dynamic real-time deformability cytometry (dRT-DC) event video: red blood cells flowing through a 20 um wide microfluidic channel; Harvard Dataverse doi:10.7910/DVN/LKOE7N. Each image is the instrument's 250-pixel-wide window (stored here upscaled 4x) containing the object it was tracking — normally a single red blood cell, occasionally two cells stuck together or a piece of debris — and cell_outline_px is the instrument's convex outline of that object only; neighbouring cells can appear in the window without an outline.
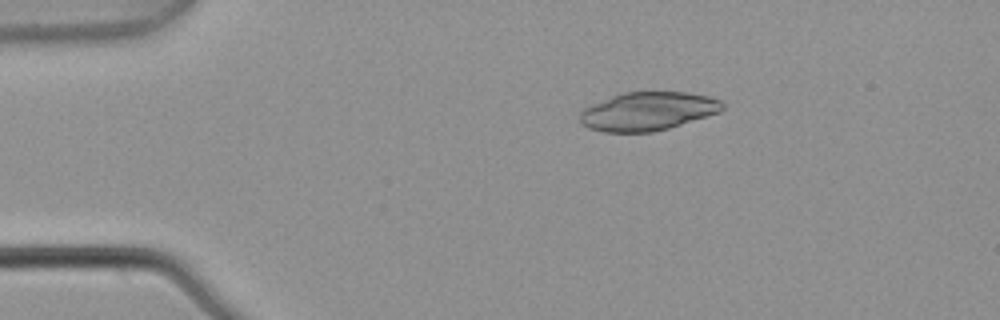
{"species": "common noctule bat (a hibernating species)", "species_latin": "Nyctalus noctula", "temperature_condition": "warm", "stored_images_in_passage": 6, "camera_frame_rate_fps": 3000, "um_per_image_px": 0.085, "animal": {"sex": "male", "body_mass_g": 21.5, "forearm_length_mm": 52.0}, "frame": {"image": 1, "passage_image": 2, "time_ms": 0.333, "image_size_px": [1000, 320], "cell_outline_px": [[724, 108], [720, 112], [668, 128], [652, 132], [604, 132], [588, 128], [580, 124], [580, 112], [584, 108], [592, 104], [612, 96], [624, 92], [688, 92], [708, 96], [720, 100], [724, 104]], "centroid_in_image_um": [55.05, 9.46], "position_along_channel_um": 29.9, "area_um2": 31.91}}